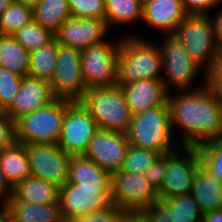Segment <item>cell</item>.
I'll return each instance as SVG.
<instances>
[{
  "label": "cell",
  "instance_id": "obj_1",
  "mask_svg": "<svg viewBox=\"0 0 222 222\" xmlns=\"http://www.w3.org/2000/svg\"><path fill=\"white\" fill-rule=\"evenodd\" d=\"M202 86L168 94L171 125L183 130V147H199L209 141L222 140V106L215 91L205 84Z\"/></svg>",
  "mask_w": 222,
  "mask_h": 222
},
{
  "label": "cell",
  "instance_id": "obj_2",
  "mask_svg": "<svg viewBox=\"0 0 222 222\" xmlns=\"http://www.w3.org/2000/svg\"><path fill=\"white\" fill-rule=\"evenodd\" d=\"M78 101L98 128L124 134L129 131L132 114L118 84L88 88Z\"/></svg>",
  "mask_w": 222,
  "mask_h": 222
},
{
  "label": "cell",
  "instance_id": "obj_3",
  "mask_svg": "<svg viewBox=\"0 0 222 222\" xmlns=\"http://www.w3.org/2000/svg\"><path fill=\"white\" fill-rule=\"evenodd\" d=\"M158 46L137 36L122 37L118 54L117 84L138 80L162 79Z\"/></svg>",
  "mask_w": 222,
  "mask_h": 222
},
{
  "label": "cell",
  "instance_id": "obj_4",
  "mask_svg": "<svg viewBox=\"0 0 222 222\" xmlns=\"http://www.w3.org/2000/svg\"><path fill=\"white\" fill-rule=\"evenodd\" d=\"M173 127L168 104L147 109L132 115L128 142L131 146L153 150L160 155L171 151L173 144Z\"/></svg>",
  "mask_w": 222,
  "mask_h": 222
},
{
  "label": "cell",
  "instance_id": "obj_5",
  "mask_svg": "<svg viewBox=\"0 0 222 222\" xmlns=\"http://www.w3.org/2000/svg\"><path fill=\"white\" fill-rule=\"evenodd\" d=\"M66 112V99L56 98L49 105L15 122V141L21 144H57Z\"/></svg>",
  "mask_w": 222,
  "mask_h": 222
},
{
  "label": "cell",
  "instance_id": "obj_6",
  "mask_svg": "<svg viewBox=\"0 0 222 222\" xmlns=\"http://www.w3.org/2000/svg\"><path fill=\"white\" fill-rule=\"evenodd\" d=\"M210 18L208 14H188L173 34L199 67L205 64V72L210 68L219 49Z\"/></svg>",
  "mask_w": 222,
  "mask_h": 222
},
{
  "label": "cell",
  "instance_id": "obj_7",
  "mask_svg": "<svg viewBox=\"0 0 222 222\" xmlns=\"http://www.w3.org/2000/svg\"><path fill=\"white\" fill-rule=\"evenodd\" d=\"M119 39L115 44L101 42L81 51L82 76L87 89L117 84Z\"/></svg>",
  "mask_w": 222,
  "mask_h": 222
},
{
  "label": "cell",
  "instance_id": "obj_8",
  "mask_svg": "<svg viewBox=\"0 0 222 222\" xmlns=\"http://www.w3.org/2000/svg\"><path fill=\"white\" fill-rule=\"evenodd\" d=\"M112 204L111 187H80V184L66 182L59 188L63 221L106 209Z\"/></svg>",
  "mask_w": 222,
  "mask_h": 222
},
{
  "label": "cell",
  "instance_id": "obj_9",
  "mask_svg": "<svg viewBox=\"0 0 222 222\" xmlns=\"http://www.w3.org/2000/svg\"><path fill=\"white\" fill-rule=\"evenodd\" d=\"M56 98L78 101L87 90L82 76L81 51L58 44L56 68L50 82Z\"/></svg>",
  "mask_w": 222,
  "mask_h": 222
},
{
  "label": "cell",
  "instance_id": "obj_10",
  "mask_svg": "<svg viewBox=\"0 0 222 222\" xmlns=\"http://www.w3.org/2000/svg\"><path fill=\"white\" fill-rule=\"evenodd\" d=\"M97 123L79 101L66 99V112L58 145L69 155H84L98 130Z\"/></svg>",
  "mask_w": 222,
  "mask_h": 222
},
{
  "label": "cell",
  "instance_id": "obj_11",
  "mask_svg": "<svg viewBox=\"0 0 222 222\" xmlns=\"http://www.w3.org/2000/svg\"><path fill=\"white\" fill-rule=\"evenodd\" d=\"M164 37L163 45L158 46L162 66L167 75L162 76V81L169 92L170 85L171 88H176L177 92L190 89L200 67L189 57L186 49L174 35Z\"/></svg>",
  "mask_w": 222,
  "mask_h": 222
},
{
  "label": "cell",
  "instance_id": "obj_12",
  "mask_svg": "<svg viewBox=\"0 0 222 222\" xmlns=\"http://www.w3.org/2000/svg\"><path fill=\"white\" fill-rule=\"evenodd\" d=\"M186 155L181 157L177 151L167 153V169L159 199L164 200L174 196L189 194L198 167L201 165L197 147H183ZM180 156V157H179Z\"/></svg>",
  "mask_w": 222,
  "mask_h": 222
},
{
  "label": "cell",
  "instance_id": "obj_13",
  "mask_svg": "<svg viewBox=\"0 0 222 222\" xmlns=\"http://www.w3.org/2000/svg\"><path fill=\"white\" fill-rule=\"evenodd\" d=\"M111 198L120 209H145L159 195L144 174L118 172L111 176Z\"/></svg>",
  "mask_w": 222,
  "mask_h": 222
},
{
  "label": "cell",
  "instance_id": "obj_14",
  "mask_svg": "<svg viewBox=\"0 0 222 222\" xmlns=\"http://www.w3.org/2000/svg\"><path fill=\"white\" fill-rule=\"evenodd\" d=\"M31 175L59 188L68 180L69 159L58 144H26Z\"/></svg>",
  "mask_w": 222,
  "mask_h": 222
},
{
  "label": "cell",
  "instance_id": "obj_15",
  "mask_svg": "<svg viewBox=\"0 0 222 222\" xmlns=\"http://www.w3.org/2000/svg\"><path fill=\"white\" fill-rule=\"evenodd\" d=\"M129 146L127 134L99 128L84 156L112 176L121 171Z\"/></svg>",
  "mask_w": 222,
  "mask_h": 222
},
{
  "label": "cell",
  "instance_id": "obj_16",
  "mask_svg": "<svg viewBox=\"0 0 222 222\" xmlns=\"http://www.w3.org/2000/svg\"><path fill=\"white\" fill-rule=\"evenodd\" d=\"M107 32L105 20L71 17L61 23L54 37L58 44L82 51L105 41Z\"/></svg>",
  "mask_w": 222,
  "mask_h": 222
},
{
  "label": "cell",
  "instance_id": "obj_17",
  "mask_svg": "<svg viewBox=\"0 0 222 222\" xmlns=\"http://www.w3.org/2000/svg\"><path fill=\"white\" fill-rule=\"evenodd\" d=\"M55 99L49 82L26 75L22 79L17 95L5 113L16 122L21 117L49 105Z\"/></svg>",
  "mask_w": 222,
  "mask_h": 222
},
{
  "label": "cell",
  "instance_id": "obj_18",
  "mask_svg": "<svg viewBox=\"0 0 222 222\" xmlns=\"http://www.w3.org/2000/svg\"><path fill=\"white\" fill-rule=\"evenodd\" d=\"M118 85L123 91L132 115L168 104L169 91L166 89L162 79L138 80Z\"/></svg>",
  "mask_w": 222,
  "mask_h": 222
},
{
  "label": "cell",
  "instance_id": "obj_19",
  "mask_svg": "<svg viewBox=\"0 0 222 222\" xmlns=\"http://www.w3.org/2000/svg\"><path fill=\"white\" fill-rule=\"evenodd\" d=\"M188 14L182 0H147L143 3L142 20L155 30L173 35Z\"/></svg>",
  "mask_w": 222,
  "mask_h": 222
},
{
  "label": "cell",
  "instance_id": "obj_20",
  "mask_svg": "<svg viewBox=\"0 0 222 222\" xmlns=\"http://www.w3.org/2000/svg\"><path fill=\"white\" fill-rule=\"evenodd\" d=\"M190 194L202 213L222 209V181L212 177L202 164L197 169Z\"/></svg>",
  "mask_w": 222,
  "mask_h": 222
},
{
  "label": "cell",
  "instance_id": "obj_21",
  "mask_svg": "<svg viewBox=\"0 0 222 222\" xmlns=\"http://www.w3.org/2000/svg\"><path fill=\"white\" fill-rule=\"evenodd\" d=\"M67 182L80 187H111V175L84 155H71Z\"/></svg>",
  "mask_w": 222,
  "mask_h": 222
},
{
  "label": "cell",
  "instance_id": "obj_22",
  "mask_svg": "<svg viewBox=\"0 0 222 222\" xmlns=\"http://www.w3.org/2000/svg\"><path fill=\"white\" fill-rule=\"evenodd\" d=\"M13 197L31 204L59 203V187L30 175L13 188Z\"/></svg>",
  "mask_w": 222,
  "mask_h": 222
},
{
  "label": "cell",
  "instance_id": "obj_23",
  "mask_svg": "<svg viewBox=\"0 0 222 222\" xmlns=\"http://www.w3.org/2000/svg\"><path fill=\"white\" fill-rule=\"evenodd\" d=\"M0 168L8 183L14 188L31 175L25 144L14 142L0 151Z\"/></svg>",
  "mask_w": 222,
  "mask_h": 222
},
{
  "label": "cell",
  "instance_id": "obj_24",
  "mask_svg": "<svg viewBox=\"0 0 222 222\" xmlns=\"http://www.w3.org/2000/svg\"><path fill=\"white\" fill-rule=\"evenodd\" d=\"M7 205L14 222H63L59 203L31 204L18 201L12 196Z\"/></svg>",
  "mask_w": 222,
  "mask_h": 222
},
{
  "label": "cell",
  "instance_id": "obj_25",
  "mask_svg": "<svg viewBox=\"0 0 222 222\" xmlns=\"http://www.w3.org/2000/svg\"><path fill=\"white\" fill-rule=\"evenodd\" d=\"M32 17L42 27L55 34L63 21L71 18L68 0H40Z\"/></svg>",
  "mask_w": 222,
  "mask_h": 222
},
{
  "label": "cell",
  "instance_id": "obj_26",
  "mask_svg": "<svg viewBox=\"0 0 222 222\" xmlns=\"http://www.w3.org/2000/svg\"><path fill=\"white\" fill-rule=\"evenodd\" d=\"M0 67L21 77L29 75V51L12 36L0 35Z\"/></svg>",
  "mask_w": 222,
  "mask_h": 222
},
{
  "label": "cell",
  "instance_id": "obj_27",
  "mask_svg": "<svg viewBox=\"0 0 222 222\" xmlns=\"http://www.w3.org/2000/svg\"><path fill=\"white\" fill-rule=\"evenodd\" d=\"M58 43L54 38L46 46L29 52V75L51 82L56 68Z\"/></svg>",
  "mask_w": 222,
  "mask_h": 222
},
{
  "label": "cell",
  "instance_id": "obj_28",
  "mask_svg": "<svg viewBox=\"0 0 222 222\" xmlns=\"http://www.w3.org/2000/svg\"><path fill=\"white\" fill-rule=\"evenodd\" d=\"M143 18V3L140 0H105V22L112 24L130 23Z\"/></svg>",
  "mask_w": 222,
  "mask_h": 222
},
{
  "label": "cell",
  "instance_id": "obj_29",
  "mask_svg": "<svg viewBox=\"0 0 222 222\" xmlns=\"http://www.w3.org/2000/svg\"><path fill=\"white\" fill-rule=\"evenodd\" d=\"M163 201L170 207L171 222H201L203 213L190 193L167 198Z\"/></svg>",
  "mask_w": 222,
  "mask_h": 222
},
{
  "label": "cell",
  "instance_id": "obj_30",
  "mask_svg": "<svg viewBox=\"0 0 222 222\" xmlns=\"http://www.w3.org/2000/svg\"><path fill=\"white\" fill-rule=\"evenodd\" d=\"M12 37L29 52L46 46L55 38L50 30L42 27L33 19Z\"/></svg>",
  "mask_w": 222,
  "mask_h": 222
},
{
  "label": "cell",
  "instance_id": "obj_31",
  "mask_svg": "<svg viewBox=\"0 0 222 222\" xmlns=\"http://www.w3.org/2000/svg\"><path fill=\"white\" fill-rule=\"evenodd\" d=\"M32 19L31 8L13 2L9 8L0 15V35L12 36Z\"/></svg>",
  "mask_w": 222,
  "mask_h": 222
},
{
  "label": "cell",
  "instance_id": "obj_32",
  "mask_svg": "<svg viewBox=\"0 0 222 222\" xmlns=\"http://www.w3.org/2000/svg\"><path fill=\"white\" fill-rule=\"evenodd\" d=\"M159 156L153 150L130 145L120 172L144 174Z\"/></svg>",
  "mask_w": 222,
  "mask_h": 222
},
{
  "label": "cell",
  "instance_id": "obj_33",
  "mask_svg": "<svg viewBox=\"0 0 222 222\" xmlns=\"http://www.w3.org/2000/svg\"><path fill=\"white\" fill-rule=\"evenodd\" d=\"M201 164L212 177L222 181V140L206 142L197 147Z\"/></svg>",
  "mask_w": 222,
  "mask_h": 222
},
{
  "label": "cell",
  "instance_id": "obj_34",
  "mask_svg": "<svg viewBox=\"0 0 222 222\" xmlns=\"http://www.w3.org/2000/svg\"><path fill=\"white\" fill-rule=\"evenodd\" d=\"M23 77L0 67V105L5 111L17 95Z\"/></svg>",
  "mask_w": 222,
  "mask_h": 222
},
{
  "label": "cell",
  "instance_id": "obj_35",
  "mask_svg": "<svg viewBox=\"0 0 222 222\" xmlns=\"http://www.w3.org/2000/svg\"><path fill=\"white\" fill-rule=\"evenodd\" d=\"M68 4L72 17L105 20V0H68Z\"/></svg>",
  "mask_w": 222,
  "mask_h": 222
},
{
  "label": "cell",
  "instance_id": "obj_36",
  "mask_svg": "<svg viewBox=\"0 0 222 222\" xmlns=\"http://www.w3.org/2000/svg\"><path fill=\"white\" fill-rule=\"evenodd\" d=\"M121 210L113 203L106 209L77 216L70 222H117Z\"/></svg>",
  "mask_w": 222,
  "mask_h": 222
},
{
  "label": "cell",
  "instance_id": "obj_37",
  "mask_svg": "<svg viewBox=\"0 0 222 222\" xmlns=\"http://www.w3.org/2000/svg\"><path fill=\"white\" fill-rule=\"evenodd\" d=\"M167 169V153L160 155L153 165L144 173L149 183L158 191L165 178Z\"/></svg>",
  "mask_w": 222,
  "mask_h": 222
},
{
  "label": "cell",
  "instance_id": "obj_38",
  "mask_svg": "<svg viewBox=\"0 0 222 222\" xmlns=\"http://www.w3.org/2000/svg\"><path fill=\"white\" fill-rule=\"evenodd\" d=\"M204 84L208 88H220L222 86V48H219L213 63L205 72Z\"/></svg>",
  "mask_w": 222,
  "mask_h": 222
},
{
  "label": "cell",
  "instance_id": "obj_39",
  "mask_svg": "<svg viewBox=\"0 0 222 222\" xmlns=\"http://www.w3.org/2000/svg\"><path fill=\"white\" fill-rule=\"evenodd\" d=\"M15 142V122L4 112L0 114V151Z\"/></svg>",
  "mask_w": 222,
  "mask_h": 222
},
{
  "label": "cell",
  "instance_id": "obj_40",
  "mask_svg": "<svg viewBox=\"0 0 222 222\" xmlns=\"http://www.w3.org/2000/svg\"><path fill=\"white\" fill-rule=\"evenodd\" d=\"M149 222H171L170 207L161 199L145 208Z\"/></svg>",
  "mask_w": 222,
  "mask_h": 222
},
{
  "label": "cell",
  "instance_id": "obj_41",
  "mask_svg": "<svg viewBox=\"0 0 222 222\" xmlns=\"http://www.w3.org/2000/svg\"><path fill=\"white\" fill-rule=\"evenodd\" d=\"M222 0H182L184 10L187 14L207 15L209 9L216 6Z\"/></svg>",
  "mask_w": 222,
  "mask_h": 222
},
{
  "label": "cell",
  "instance_id": "obj_42",
  "mask_svg": "<svg viewBox=\"0 0 222 222\" xmlns=\"http://www.w3.org/2000/svg\"><path fill=\"white\" fill-rule=\"evenodd\" d=\"M117 222H149L146 209H122Z\"/></svg>",
  "mask_w": 222,
  "mask_h": 222
},
{
  "label": "cell",
  "instance_id": "obj_43",
  "mask_svg": "<svg viewBox=\"0 0 222 222\" xmlns=\"http://www.w3.org/2000/svg\"><path fill=\"white\" fill-rule=\"evenodd\" d=\"M13 196V188L6 180L5 176L2 173L0 168V197L3 202L7 203V201Z\"/></svg>",
  "mask_w": 222,
  "mask_h": 222
},
{
  "label": "cell",
  "instance_id": "obj_44",
  "mask_svg": "<svg viewBox=\"0 0 222 222\" xmlns=\"http://www.w3.org/2000/svg\"><path fill=\"white\" fill-rule=\"evenodd\" d=\"M214 25V37L218 48H222V10L212 20Z\"/></svg>",
  "mask_w": 222,
  "mask_h": 222
},
{
  "label": "cell",
  "instance_id": "obj_45",
  "mask_svg": "<svg viewBox=\"0 0 222 222\" xmlns=\"http://www.w3.org/2000/svg\"><path fill=\"white\" fill-rule=\"evenodd\" d=\"M201 222H222V209L203 213Z\"/></svg>",
  "mask_w": 222,
  "mask_h": 222
},
{
  "label": "cell",
  "instance_id": "obj_46",
  "mask_svg": "<svg viewBox=\"0 0 222 222\" xmlns=\"http://www.w3.org/2000/svg\"><path fill=\"white\" fill-rule=\"evenodd\" d=\"M1 207H0V222H9L10 219V212L7 203L1 201Z\"/></svg>",
  "mask_w": 222,
  "mask_h": 222
},
{
  "label": "cell",
  "instance_id": "obj_47",
  "mask_svg": "<svg viewBox=\"0 0 222 222\" xmlns=\"http://www.w3.org/2000/svg\"><path fill=\"white\" fill-rule=\"evenodd\" d=\"M14 2L20 3L25 7L31 8L32 10L38 5L40 0H13Z\"/></svg>",
  "mask_w": 222,
  "mask_h": 222
},
{
  "label": "cell",
  "instance_id": "obj_48",
  "mask_svg": "<svg viewBox=\"0 0 222 222\" xmlns=\"http://www.w3.org/2000/svg\"><path fill=\"white\" fill-rule=\"evenodd\" d=\"M13 2V0H0V15L3 14Z\"/></svg>",
  "mask_w": 222,
  "mask_h": 222
},
{
  "label": "cell",
  "instance_id": "obj_49",
  "mask_svg": "<svg viewBox=\"0 0 222 222\" xmlns=\"http://www.w3.org/2000/svg\"><path fill=\"white\" fill-rule=\"evenodd\" d=\"M215 91L219 104L222 106V86L220 88H211Z\"/></svg>",
  "mask_w": 222,
  "mask_h": 222
},
{
  "label": "cell",
  "instance_id": "obj_50",
  "mask_svg": "<svg viewBox=\"0 0 222 222\" xmlns=\"http://www.w3.org/2000/svg\"><path fill=\"white\" fill-rule=\"evenodd\" d=\"M5 111L3 110V108L1 107V105H0V114L1 113H4Z\"/></svg>",
  "mask_w": 222,
  "mask_h": 222
}]
</instances>
